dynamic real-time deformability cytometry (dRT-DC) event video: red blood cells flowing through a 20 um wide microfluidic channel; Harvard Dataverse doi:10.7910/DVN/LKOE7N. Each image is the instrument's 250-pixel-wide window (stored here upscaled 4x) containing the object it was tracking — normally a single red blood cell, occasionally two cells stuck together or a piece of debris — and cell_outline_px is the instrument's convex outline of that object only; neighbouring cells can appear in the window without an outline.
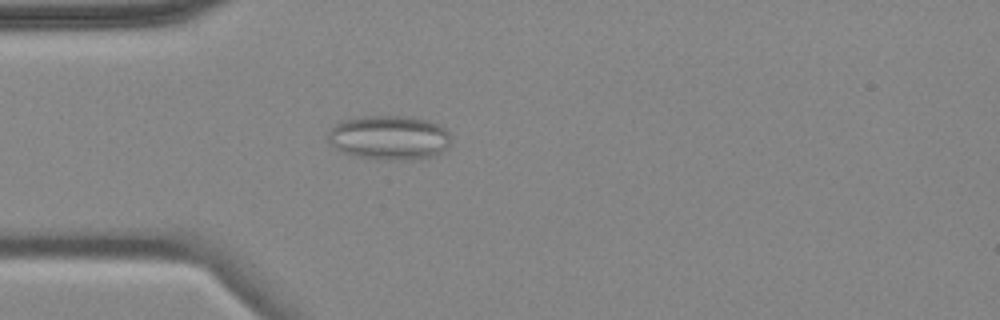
{"species": "common noctule bat (a hibernating species)", "species_latin": "Nyctalus noctula", "temperature_condition": "cold", "stored_images_in_passage": 4, "camera_frame_rate_fps": 3000, "um_per_image_px": 0.085, "animal": {"sex": "female", "body_mass_g": 18.4}, "frame": {"image": 1, "passage_image": 4, "time_ms": 3.667, "image_size_px": [1000, 320], "cell_outline_px": [[448, 144], [436, 156], [412, 160], [388, 160], [360, 156], [344, 152], [332, 148], [328, 140], [328, 132], [336, 124], [344, 120], [360, 116], [412, 116], [428, 120], [440, 124], [448, 132]], "centroid_in_image_um": [33.07, 11.69], "position_along_channel_um": 51.9, "area_um2": 31.79}}